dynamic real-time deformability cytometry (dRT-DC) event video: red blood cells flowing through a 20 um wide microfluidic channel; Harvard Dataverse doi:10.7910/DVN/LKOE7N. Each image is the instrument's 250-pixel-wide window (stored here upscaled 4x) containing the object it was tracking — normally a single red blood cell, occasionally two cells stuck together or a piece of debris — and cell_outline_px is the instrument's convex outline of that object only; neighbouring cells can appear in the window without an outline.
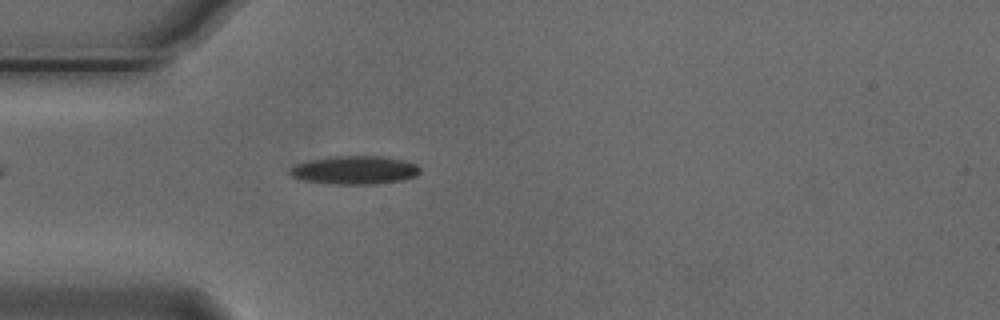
{"species": "Egyptian fruit bat (a non-hibernating species)", "species_latin": "Rousettus aegyptiacus", "temperature_condition": "cold", "stored_images_in_passage": 46, "camera_frame_rate_fps": 3000, "um_per_image_px": 0.085, "animal": {"sex": "male"}, "frame": {"image": 1, "passage_image": 7, "time_ms": 2.0, "image_size_px": [1000, 320], "cell_outline_px": [[420, 172], [416, 176], [404, 180], [376, 184], [332, 184], [304, 180], [292, 176], [288, 172], [296, 164], [312, 160], [332, 156], [380, 156], [404, 160], [416, 164], [420, 168]], "centroid_in_image_um": [30.19, 14.46], "position_along_channel_um": 54.8, "area_um2": 21.44}}
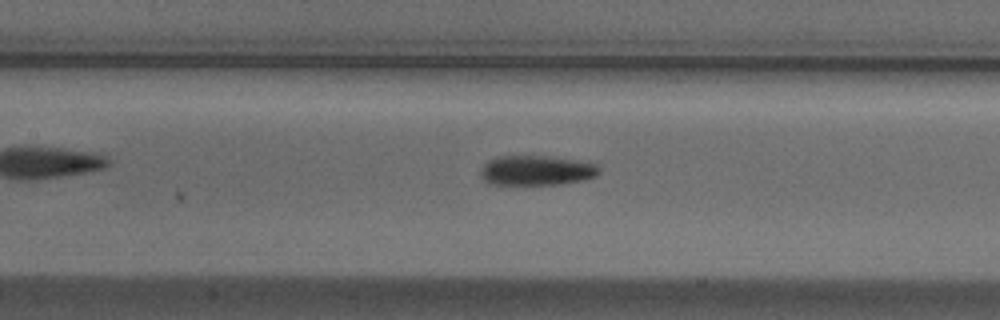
{"frame": {"image": 2, "passage_image": 16, "time_ms": 5.0, "image_size_px": [1000, 320], "cell_outline_px": [[600, 172], [596, 176], [580, 180], [560, 184], [488, 184], [480, 176], [480, 172], [484, 164], [488, 160], [500, 156], [544, 156], [572, 160], [596, 164]], "centroid_in_image_um": [45.54, 14.49], "position_along_channel_um": 161.9, "area_um2": 20.29}}
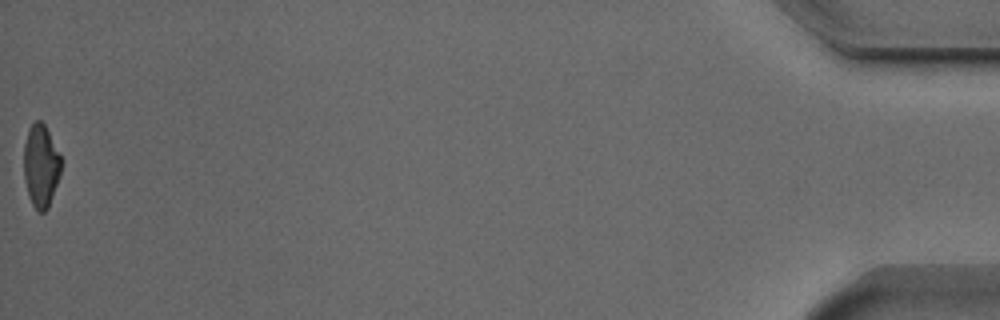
{"frame": {"image": 3, "passage_image": 46, "time_ms": 15.0, "image_size_px": [1000, 320], "cell_outline_px": [[60, 176], [48, 208], [44, 212], [40, 212], [32, 204], [28, 196], [24, 180], [24, 144], [28, 128], [36, 120], [40, 120], [44, 124], [60, 156]], "centroid_in_image_um": [3.45, 14.11], "position_along_channel_um": 431.7, "area_um2": 17.8}, "authors_computed_cell_mechanics": {"area_um2": 20.0566, "velocity_mm_per_s": 3.7525, "shape_relaxation_time_tau1_ms": 3.472, "shape_relaxation_time_tau2_ms": 4.7464, "deformation_change_tau1": 0.169, "deformation_change_tau2": 0.1031}}